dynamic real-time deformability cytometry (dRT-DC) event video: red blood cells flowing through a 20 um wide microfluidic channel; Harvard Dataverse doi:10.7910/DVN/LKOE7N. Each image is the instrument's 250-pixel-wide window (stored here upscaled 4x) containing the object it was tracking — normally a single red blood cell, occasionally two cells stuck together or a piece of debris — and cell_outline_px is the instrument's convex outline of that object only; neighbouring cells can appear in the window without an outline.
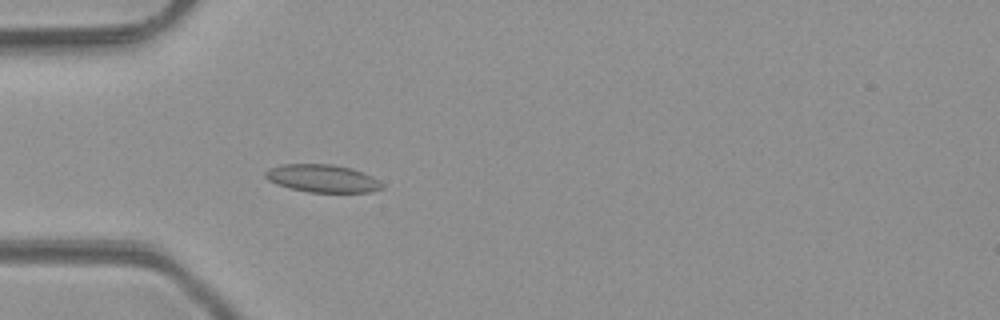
{"species": "common noctule bat (a hibernating species)", "species_latin": "Nyctalus noctula", "temperature_condition": "room temperature", "stored_images_in_passage": 4, "camera_frame_rate_fps": 3000, "um_per_image_px": 0.085, "animal": {"sex": "male", "body_mass_g": 23.1, "forearm_length_mm": 52.7}, "frame": {"image": 1, "passage_image": 4, "time_ms": 3.333, "image_size_px": [1000, 320], "cell_outline_px": [[384, 188], [372, 192], [308, 192], [276, 184], [268, 180], [264, 176], [264, 172], [268, 168], [280, 164], [332, 164], [352, 168], [372, 176], [380, 180], [384, 184]], "centroid_in_image_um": [27.42, 15.16], "position_along_channel_um": 57.6, "area_um2": 19.07}}